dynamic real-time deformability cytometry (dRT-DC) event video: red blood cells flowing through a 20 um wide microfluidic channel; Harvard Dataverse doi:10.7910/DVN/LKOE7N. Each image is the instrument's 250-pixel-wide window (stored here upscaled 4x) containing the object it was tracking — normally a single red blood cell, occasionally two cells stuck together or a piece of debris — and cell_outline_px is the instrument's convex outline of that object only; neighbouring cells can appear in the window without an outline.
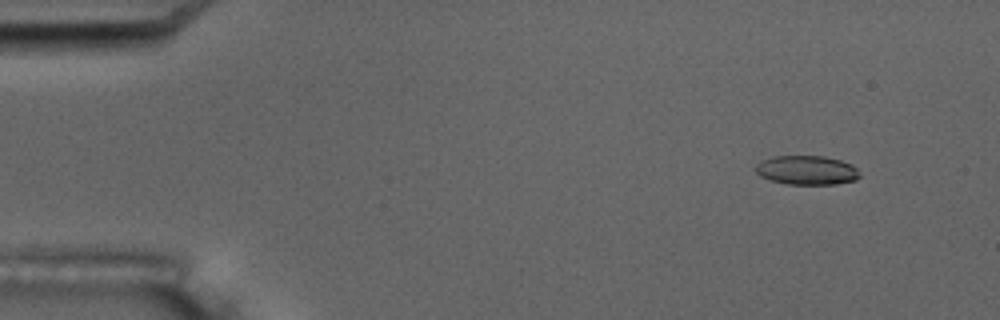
{"species": "common noctule bat (a hibernating species)", "species_latin": "Nyctalus noctula", "temperature_condition": "room temperature", "stored_images_in_passage": 9, "camera_frame_rate_fps": 3000, "um_per_image_px": 0.085, "animal": {"sex": "male", "body_mass_g": 17.5, "forearm_length_mm": 52.3}, "frame": {"image": 1, "passage_image": 2, "time_ms": 1.333, "image_size_px": [1000, 320], "cell_outline_px": [[860, 176], [856, 180], [836, 184], [788, 184], [772, 180], [760, 176], [756, 172], [756, 164], [760, 160], [772, 156], [824, 156], [840, 160], [852, 164], [856, 168]], "centroid_in_image_um": [68.57, 14.46], "position_along_channel_um": 16.4, "area_um2": 17.69}}
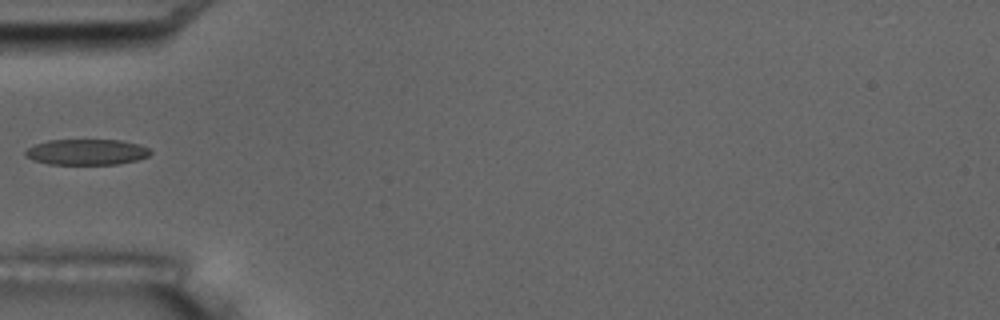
{"frame": {"image": 2, "passage_image": 6, "time_ms": 6.0, "image_size_px": [1000, 320], "cell_outline_px": [[152, 152], [148, 156], [136, 160], [120, 164], [48, 164], [24, 156], [24, 152], [28, 148], [36, 144], [48, 140], [120, 140], [140, 144], [148, 148]], "centroid_in_image_um": [7.38, 12.92], "position_along_channel_um": 77.6, "area_um2": 18.73}}
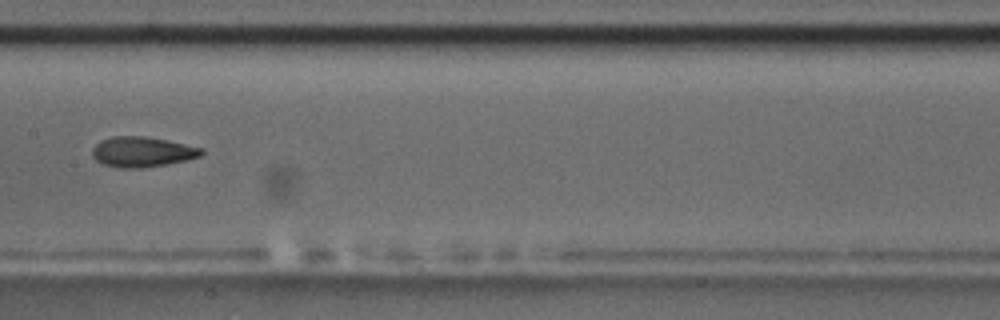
{"frame": {"image": 3, "passage_image": 9, "time_ms": 9.333, "image_size_px": [1000, 320], "cell_outline_px": [[204, 152], [200, 156], [188, 160], [140, 168], [120, 168], [104, 164], [96, 160], [92, 156], [92, 148], [100, 140], [112, 136], [144, 136], [204, 148]], "centroid_in_image_um": [12.07, 12.9], "position_along_channel_um": 195.3, "area_um2": 19.13}}